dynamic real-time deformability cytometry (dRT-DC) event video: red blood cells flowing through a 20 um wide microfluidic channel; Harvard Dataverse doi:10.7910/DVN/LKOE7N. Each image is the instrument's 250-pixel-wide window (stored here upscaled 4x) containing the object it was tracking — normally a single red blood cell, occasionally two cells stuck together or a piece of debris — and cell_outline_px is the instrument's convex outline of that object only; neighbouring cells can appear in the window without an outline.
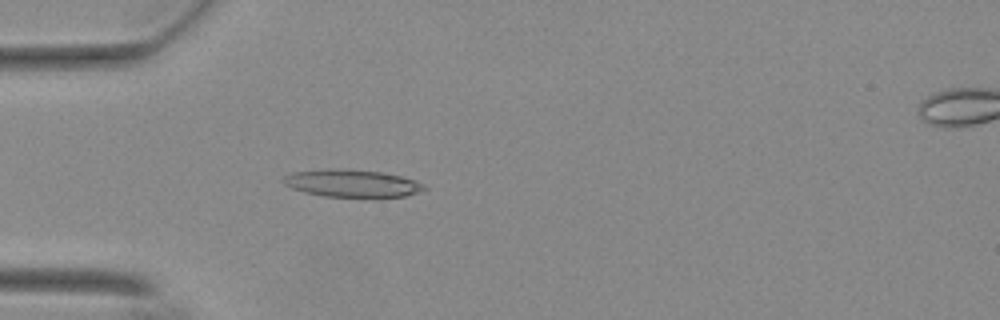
{"species": "Egyptian fruit bat (a non-hibernating species)", "species_latin": "Rousettus aegyptiacus", "temperature_condition": "warm", "stored_images_in_passage": 49, "camera_frame_rate_fps": 3000, "um_per_image_px": 0.085, "animal": {"sex": "female"}, "frame": {"image": 1, "passage_image": 10, "time_ms": 3.0, "image_size_px": [1000, 320], "cell_outline_px": [[428, 188], [404, 196], [324, 196], [304, 192], [292, 188], [284, 184], [280, 180], [284, 176], [292, 172], [384, 172], [416, 180], [424, 184]], "centroid_in_image_um": [29.96, 15.63], "position_along_channel_um": 55.0, "area_um2": 20.98}}
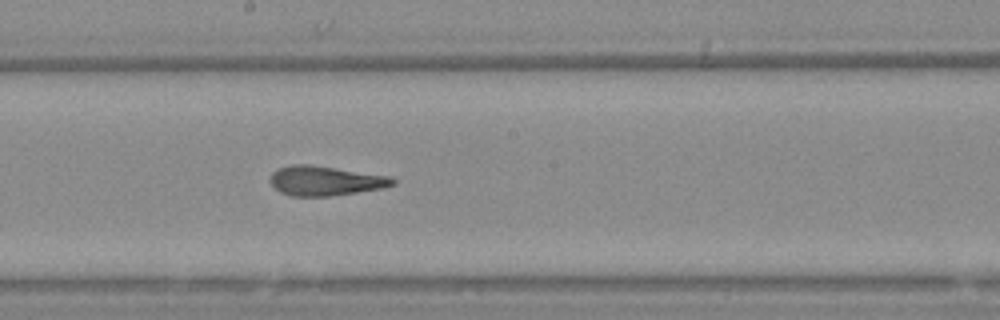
{"frame": {"image": 2, "passage_image": 24, "time_ms": 7.667, "image_size_px": [1000, 320], "cell_outline_px": [[396, 184], [380, 188], [356, 192], [328, 196], [292, 196], [280, 192], [268, 180], [272, 172], [280, 168], [292, 164], [308, 164], [388, 176], [396, 180]], "centroid_in_image_um": [27.6, 15.36], "position_along_channel_um": 220.6, "area_um2": 20.81}}
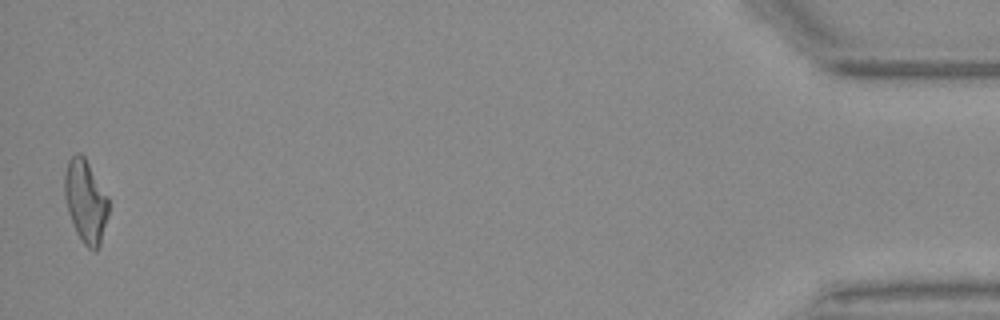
{"frame": {"image": 3, "passage_image": 48, "time_ms": 15.667, "image_size_px": [1000, 320], "cell_outline_px": [[108, 212], [100, 244], [96, 252], [92, 252], [84, 244], [76, 232], [68, 212], [64, 196], [64, 172], [68, 160], [76, 152], [80, 152], [84, 156], [108, 196]], "centroid_in_image_um": [7.26, 17.09], "position_along_channel_um": 427.9, "area_um2": 21.27}, "authors_computed_cell_mechanics": {"area_um2": 21.2704, "velocity_mm_per_s": 3.717, "shape_relaxation_time_tau1_ms": 6.2194, "shape_relaxation_time_tau2_ms": 1.4983, "deformation_change_tau1": 0.2269, "deformation_change_tau2": 0.1214}}